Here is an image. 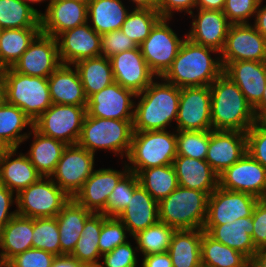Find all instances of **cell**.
I'll return each instance as SVG.
<instances>
[{
  "mask_svg": "<svg viewBox=\"0 0 266 267\" xmlns=\"http://www.w3.org/2000/svg\"><path fill=\"white\" fill-rule=\"evenodd\" d=\"M4 67L0 64V77H3Z\"/></svg>",
  "mask_w": 266,
  "mask_h": 267,
  "instance_id": "8c879c8a",
  "label": "cell"
},
{
  "mask_svg": "<svg viewBox=\"0 0 266 267\" xmlns=\"http://www.w3.org/2000/svg\"><path fill=\"white\" fill-rule=\"evenodd\" d=\"M33 127V121L17 106L0 99V141L8 148H19L28 134L25 128ZM21 133V134H20Z\"/></svg>",
  "mask_w": 266,
  "mask_h": 267,
  "instance_id": "e575fe53",
  "label": "cell"
},
{
  "mask_svg": "<svg viewBox=\"0 0 266 267\" xmlns=\"http://www.w3.org/2000/svg\"><path fill=\"white\" fill-rule=\"evenodd\" d=\"M176 130L134 131L128 169L136 175L144 169L173 164L177 156Z\"/></svg>",
  "mask_w": 266,
  "mask_h": 267,
  "instance_id": "52a82bcc",
  "label": "cell"
},
{
  "mask_svg": "<svg viewBox=\"0 0 266 267\" xmlns=\"http://www.w3.org/2000/svg\"><path fill=\"white\" fill-rule=\"evenodd\" d=\"M15 195L17 214L29 218L56 217L70 200L50 177H41Z\"/></svg>",
  "mask_w": 266,
  "mask_h": 267,
  "instance_id": "ba28073f",
  "label": "cell"
},
{
  "mask_svg": "<svg viewBox=\"0 0 266 267\" xmlns=\"http://www.w3.org/2000/svg\"><path fill=\"white\" fill-rule=\"evenodd\" d=\"M136 94L113 82L87 99V114L91 117L133 120Z\"/></svg>",
  "mask_w": 266,
  "mask_h": 267,
  "instance_id": "e0dca14e",
  "label": "cell"
},
{
  "mask_svg": "<svg viewBox=\"0 0 266 267\" xmlns=\"http://www.w3.org/2000/svg\"><path fill=\"white\" fill-rule=\"evenodd\" d=\"M173 166L181 187L196 189L209 196L219 186V175L205 160L177 155Z\"/></svg>",
  "mask_w": 266,
  "mask_h": 267,
  "instance_id": "484cf974",
  "label": "cell"
},
{
  "mask_svg": "<svg viewBox=\"0 0 266 267\" xmlns=\"http://www.w3.org/2000/svg\"><path fill=\"white\" fill-rule=\"evenodd\" d=\"M92 213L73 198H70L62 207V210L56 216L61 255L72 254L84 228L85 221Z\"/></svg>",
  "mask_w": 266,
  "mask_h": 267,
  "instance_id": "4dcf8cb0",
  "label": "cell"
},
{
  "mask_svg": "<svg viewBox=\"0 0 266 267\" xmlns=\"http://www.w3.org/2000/svg\"><path fill=\"white\" fill-rule=\"evenodd\" d=\"M41 28L40 15L23 0H0V29Z\"/></svg>",
  "mask_w": 266,
  "mask_h": 267,
  "instance_id": "60d3db41",
  "label": "cell"
},
{
  "mask_svg": "<svg viewBox=\"0 0 266 267\" xmlns=\"http://www.w3.org/2000/svg\"><path fill=\"white\" fill-rule=\"evenodd\" d=\"M141 267H173L168 252L143 256Z\"/></svg>",
  "mask_w": 266,
  "mask_h": 267,
  "instance_id": "6f0895ef",
  "label": "cell"
},
{
  "mask_svg": "<svg viewBox=\"0 0 266 267\" xmlns=\"http://www.w3.org/2000/svg\"><path fill=\"white\" fill-rule=\"evenodd\" d=\"M128 229L118 217H107L102 214V230L99 236L100 254L111 252L117 246L127 242Z\"/></svg>",
  "mask_w": 266,
  "mask_h": 267,
  "instance_id": "7dc6e473",
  "label": "cell"
},
{
  "mask_svg": "<svg viewBox=\"0 0 266 267\" xmlns=\"http://www.w3.org/2000/svg\"><path fill=\"white\" fill-rule=\"evenodd\" d=\"M218 55L223 68L234 61L266 62V39L250 23L231 24Z\"/></svg>",
  "mask_w": 266,
  "mask_h": 267,
  "instance_id": "7c38bea8",
  "label": "cell"
},
{
  "mask_svg": "<svg viewBox=\"0 0 266 267\" xmlns=\"http://www.w3.org/2000/svg\"><path fill=\"white\" fill-rule=\"evenodd\" d=\"M114 81L122 87L139 94L153 81L156 75L150 70L139 46L117 53L109 58ZM154 78V79H153Z\"/></svg>",
  "mask_w": 266,
  "mask_h": 267,
  "instance_id": "ac0fdd59",
  "label": "cell"
},
{
  "mask_svg": "<svg viewBox=\"0 0 266 267\" xmlns=\"http://www.w3.org/2000/svg\"><path fill=\"white\" fill-rule=\"evenodd\" d=\"M161 18L157 10L133 8L122 24L121 30L139 46Z\"/></svg>",
  "mask_w": 266,
  "mask_h": 267,
  "instance_id": "7bdbcfd3",
  "label": "cell"
},
{
  "mask_svg": "<svg viewBox=\"0 0 266 267\" xmlns=\"http://www.w3.org/2000/svg\"><path fill=\"white\" fill-rule=\"evenodd\" d=\"M2 79L3 77H0V99L2 98Z\"/></svg>",
  "mask_w": 266,
  "mask_h": 267,
  "instance_id": "2644e50d",
  "label": "cell"
},
{
  "mask_svg": "<svg viewBox=\"0 0 266 267\" xmlns=\"http://www.w3.org/2000/svg\"><path fill=\"white\" fill-rule=\"evenodd\" d=\"M262 3L263 0L259 3L253 26L266 39V5L263 6Z\"/></svg>",
  "mask_w": 266,
  "mask_h": 267,
  "instance_id": "680465c9",
  "label": "cell"
},
{
  "mask_svg": "<svg viewBox=\"0 0 266 267\" xmlns=\"http://www.w3.org/2000/svg\"><path fill=\"white\" fill-rule=\"evenodd\" d=\"M124 166L123 171L111 168L94 170L73 199L87 210L101 213L105 209L108 197L114 188L129 172L126 161Z\"/></svg>",
  "mask_w": 266,
  "mask_h": 267,
  "instance_id": "7402d4cb",
  "label": "cell"
},
{
  "mask_svg": "<svg viewBox=\"0 0 266 267\" xmlns=\"http://www.w3.org/2000/svg\"><path fill=\"white\" fill-rule=\"evenodd\" d=\"M225 0H196L197 9L222 11Z\"/></svg>",
  "mask_w": 266,
  "mask_h": 267,
  "instance_id": "94428289",
  "label": "cell"
},
{
  "mask_svg": "<svg viewBox=\"0 0 266 267\" xmlns=\"http://www.w3.org/2000/svg\"><path fill=\"white\" fill-rule=\"evenodd\" d=\"M88 1L50 0L40 15L41 32L56 38L60 33L87 23Z\"/></svg>",
  "mask_w": 266,
  "mask_h": 267,
  "instance_id": "44dd1931",
  "label": "cell"
},
{
  "mask_svg": "<svg viewBox=\"0 0 266 267\" xmlns=\"http://www.w3.org/2000/svg\"><path fill=\"white\" fill-rule=\"evenodd\" d=\"M258 200L251 194L230 191L218 186L208 197L207 218L204 225H223L252 216Z\"/></svg>",
  "mask_w": 266,
  "mask_h": 267,
  "instance_id": "5bb4252c",
  "label": "cell"
},
{
  "mask_svg": "<svg viewBox=\"0 0 266 267\" xmlns=\"http://www.w3.org/2000/svg\"><path fill=\"white\" fill-rule=\"evenodd\" d=\"M131 2L135 5L134 8L157 10L159 0H131Z\"/></svg>",
  "mask_w": 266,
  "mask_h": 267,
  "instance_id": "be15d7a7",
  "label": "cell"
},
{
  "mask_svg": "<svg viewBox=\"0 0 266 267\" xmlns=\"http://www.w3.org/2000/svg\"><path fill=\"white\" fill-rule=\"evenodd\" d=\"M256 122L266 130V111H254Z\"/></svg>",
  "mask_w": 266,
  "mask_h": 267,
  "instance_id": "e7e4bbea",
  "label": "cell"
},
{
  "mask_svg": "<svg viewBox=\"0 0 266 267\" xmlns=\"http://www.w3.org/2000/svg\"><path fill=\"white\" fill-rule=\"evenodd\" d=\"M175 229L158 221L133 236L136 247L143 256L168 251Z\"/></svg>",
  "mask_w": 266,
  "mask_h": 267,
  "instance_id": "b9f144b4",
  "label": "cell"
},
{
  "mask_svg": "<svg viewBox=\"0 0 266 267\" xmlns=\"http://www.w3.org/2000/svg\"><path fill=\"white\" fill-rule=\"evenodd\" d=\"M137 44L120 30L101 35V56L107 58L117 53L137 48Z\"/></svg>",
  "mask_w": 266,
  "mask_h": 267,
  "instance_id": "f907efd6",
  "label": "cell"
},
{
  "mask_svg": "<svg viewBox=\"0 0 266 267\" xmlns=\"http://www.w3.org/2000/svg\"><path fill=\"white\" fill-rule=\"evenodd\" d=\"M56 40L62 64L74 65L80 60L101 56V35L89 22L60 33Z\"/></svg>",
  "mask_w": 266,
  "mask_h": 267,
  "instance_id": "ffe728a7",
  "label": "cell"
},
{
  "mask_svg": "<svg viewBox=\"0 0 266 267\" xmlns=\"http://www.w3.org/2000/svg\"><path fill=\"white\" fill-rule=\"evenodd\" d=\"M9 148L0 141V160L3 158L4 153L8 150Z\"/></svg>",
  "mask_w": 266,
  "mask_h": 267,
  "instance_id": "a7ac6f4b",
  "label": "cell"
},
{
  "mask_svg": "<svg viewBox=\"0 0 266 267\" xmlns=\"http://www.w3.org/2000/svg\"><path fill=\"white\" fill-rule=\"evenodd\" d=\"M251 262L255 267H266V246L256 250Z\"/></svg>",
  "mask_w": 266,
  "mask_h": 267,
  "instance_id": "6125c7cd",
  "label": "cell"
},
{
  "mask_svg": "<svg viewBox=\"0 0 266 267\" xmlns=\"http://www.w3.org/2000/svg\"><path fill=\"white\" fill-rule=\"evenodd\" d=\"M197 14L194 15V12L190 14L193 22L186 37L195 44L221 52L231 23L223 11L197 9Z\"/></svg>",
  "mask_w": 266,
  "mask_h": 267,
  "instance_id": "603a6c76",
  "label": "cell"
},
{
  "mask_svg": "<svg viewBox=\"0 0 266 267\" xmlns=\"http://www.w3.org/2000/svg\"><path fill=\"white\" fill-rule=\"evenodd\" d=\"M247 153L266 168V130L255 122L246 132Z\"/></svg>",
  "mask_w": 266,
  "mask_h": 267,
  "instance_id": "f5cc1de1",
  "label": "cell"
},
{
  "mask_svg": "<svg viewBox=\"0 0 266 267\" xmlns=\"http://www.w3.org/2000/svg\"><path fill=\"white\" fill-rule=\"evenodd\" d=\"M26 4H28L29 6H31L39 15H41V11H38L37 9H35L32 5L34 3H40L43 2L45 0H23ZM50 1V0H49ZM32 3V5H30Z\"/></svg>",
  "mask_w": 266,
  "mask_h": 267,
  "instance_id": "003e7915",
  "label": "cell"
},
{
  "mask_svg": "<svg viewBox=\"0 0 266 267\" xmlns=\"http://www.w3.org/2000/svg\"><path fill=\"white\" fill-rule=\"evenodd\" d=\"M210 86L180 88L176 131L212 130Z\"/></svg>",
  "mask_w": 266,
  "mask_h": 267,
  "instance_id": "4fadbf2b",
  "label": "cell"
},
{
  "mask_svg": "<svg viewBox=\"0 0 266 267\" xmlns=\"http://www.w3.org/2000/svg\"><path fill=\"white\" fill-rule=\"evenodd\" d=\"M14 202L16 203L14 192L0 184V230L17 214L16 210L9 212Z\"/></svg>",
  "mask_w": 266,
  "mask_h": 267,
  "instance_id": "9f6ffc18",
  "label": "cell"
},
{
  "mask_svg": "<svg viewBox=\"0 0 266 267\" xmlns=\"http://www.w3.org/2000/svg\"><path fill=\"white\" fill-rule=\"evenodd\" d=\"M80 267H100L99 264H82Z\"/></svg>",
  "mask_w": 266,
  "mask_h": 267,
  "instance_id": "89a4df30",
  "label": "cell"
},
{
  "mask_svg": "<svg viewBox=\"0 0 266 267\" xmlns=\"http://www.w3.org/2000/svg\"><path fill=\"white\" fill-rule=\"evenodd\" d=\"M121 0H88L87 21L98 34L120 30L129 11Z\"/></svg>",
  "mask_w": 266,
  "mask_h": 267,
  "instance_id": "d6a6232c",
  "label": "cell"
},
{
  "mask_svg": "<svg viewBox=\"0 0 266 267\" xmlns=\"http://www.w3.org/2000/svg\"><path fill=\"white\" fill-rule=\"evenodd\" d=\"M254 111H266V87L260 102L253 108Z\"/></svg>",
  "mask_w": 266,
  "mask_h": 267,
  "instance_id": "03108f58",
  "label": "cell"
},
{
  "mask_svg": "<svg viewBox=\"0 0 266 267\" xmlns=\"http://www.w3.org/2000/svg\"><path fill=\"white\" fill-rule=\"evenodd\" d=\"M41 32V28L3 29L0 31V64L13 67L30 43Z\"/></svg>",
  "mask_w": 266,
  "mask_h": 267,
  "instance_id": "74e56055",
  "label": "cell"
},
{
  "mask_svg": "<svg viewBox=\"0 0 266 267\" xmlns=\"http://www.w3.org/2000/svg\"><path fill=\"white\" fill-rule=\"evenodd\" d=\"M73 66L78 71L87 99L115 82L110 60L105 56L83 59Z\"/></svg>",
  "mask_w": 266,
  "mask_h": 267,
  "instance_id": "d590c367",
  "label": "cell"
},
{
  "mask_svg": "<svg viewBox=\"0 0 266 267\" xmlns=\"http://www.w3.org/2000/svg\"><path fill=\"white\" fill-rule=\"evenodd\" d=\"M129 240L113 249L111 252L103 254V262L100 267H137V247H132ZM135 248V249H134Z\"/></svg>",
  "mask_w": 266,
  "mask_h": 267,
  "instance_id": "681fc988",
  "label": "cell"
},
{
  "mask_svg": "<svg viewBox=\"0 0 266 267\" xmlns=\"http://www.w3.org/2000/svg\"><path fill=\"white\" fill-rule=\"evenodd\" d=\"M61 64L56 38L40 32L12 68L29 76L48 78Z\"/></svg>",
  "mask_w": 266,
  "mask_h": 267,
  "instance_id": "2e32d148",
  "label": "cell"
},
{
  "mask_svg": "<svg viewBox=\"0 0 266 267\" xmlns=\"http://www.w3.org/2000/svg\"><path fill=\"white\" fill-rule=\"evenodd\" d=\"M177 155L205 160L209 145V130L176 131Z\"/></svg>",
  "mask_w": 266,
  "mask_h": 267,
  "instance_id": "bcb514c9",
  "label": "cell"
},
{
  "mask_svg": "<svg viewBox=\"0 0 266 267\" xmlns=\"http://www.w3.org/2000/svg\"><path fill=\"white\" fill-rule=\"evenodd\" d=\"M55 255L42 249H28L15 255L5 265L7 267H50Z\"/></svg>",
  "mask_w": 266,
  "mask_h": 267,
  "instance_id": "816d5d0a",
  "label": "cell"
},
{
  "mask_svg": "<svg viewBox=\"0 0 266 267\" xmlns=\"http://www.w3.org/2000/svg\"><path fill=\"white\" fill-rule=\"evenodd\" d=\"M16 151L18 148H9L0 160V184L17 194L37 182L42 175L32 165L26 154L19 153V156L13 159Z\"/></svg>",
  "mask_w": 266,
  "mask_h": 267,
  "instance_id": "f1b7e54d",
  "label": "cell"
},
{
  "mask_svg": "<svg viewBox=\"0 0 266 267\" xmlns=\"http://www.w3.org/2000/svg\"><path fill=\"white\" fill-rule=\"evenodd\" d=\"M33 218L16 214L0 230V265L15 255L33 248Z\"/></svg>",
  "mask_w": 266,
  "mask_h": 267,
  "instance_id": "f546056e",
  "label": "cell"
},
{
  "mask_svg": "<svg viewBox=\"0 0 266 267\" xmlns=\"http://www.w3.org/2000/svg\"><path fill=\"white\" fill-rule=\"evenodd\" d=\"M171 19L161 18L151 29L149 36L139 45L150 70L159 79L171 67L184 39L169 27Z\"/></svg>",
  "mask_w": 266,
  "mask_h": 267,
  "instance_id": "30bf717a",
  "label": "cell"
},
{
  "mask_svg": "<svg viewBox=\"0 0 266 267\" xmlns=\"http://www.w3.org/2000/svg\"><path fill=\"white\" fill-rule=\"evenodd\" d=\"M219 186L265 199L266 168L246 153L219 176Z\"/></svg>",
  "mask_w": 266,
  "mask_h": 267,
  "instance_id": "9a60e30c",
  "label": "cell"
},
{
  "mask_svg": "<svg viewBox=\"0 0 266 267\" xmlns=\"http://www.w3.org/2000/svg\"><path fill=\"white\" fill-rule=\"evenodd\" d=\"M244 267H255V265L250 261L248 264H246Z\"/></svg>",
  "mask_w": 266,
  "mask_h": 267,
  "instance_id": "753ad0ef",
  "label": "cell"
},
{
  "mask_svg": "<svg viewBox=\"0 0 266 267\" xmlns=\"http://www.w3.org/2000/svg\"><path fill=\"white\" fill-rule=\"evenodd\" d=\"M212 130H237L246 133L256 122L253 107L239 87L224 73L211 85Z\"/></svg>",
  "mask_w": 266,
  "mask_h": 267,
  "instance_id": "3957f363",
  "label": "cell"
},
{
  "mask_svg": "<svg viewBox=\"0 0 266 267\" xmlns=\"http://www.w3.org/2000/svg\"><path fill=\"white\" fill-rule=\"evenodd\" d=\"M196 8V0H159L157 11L162 18L171 19L173 12H186L189 15Z\"/></svg>",
  "mask_w": 266,
  "mask_h": 267,
  "instance_id": "11a10c76",
  "label": "cell"
},
{
  "mask_svg": "<svg viewBox=\"0 0 266 267\" xmlns=\"http://www.w3.org/2000/svg\"><path fill=\"white\" fill-rule=\"evenodd\" d=\"M82 264L71 255L56 256L50 267H80Z\"/></svg>",
  "mask_w": 266,
  "mask_h": 267,
  "instance_id": "91938a15",
  "label": "cell"
},
{
  "mask_svg": "<svg viewBox=\"0 0 266 267\" xmlns=\"http://www.w3.org/2000/svg\"><path fill=\"white\" fill-rule=\"evenodd\" d=\"M59 230L56 217L33 218L32 244L55 256H61Z\"/></svg>",
  "mask_w": 266,
  "mask_h": 267,
  "instance_id": "ee69618b",
  "label": "cell"
},
{
  "mask_svg": "<svg viewBox=\"0 0 266 267\" xmlns=\"http://www.w3.org/2000/svg\"><path fill=\"white\" fill-rule=\"evenodd\" d=\"M171 67L161 77L179 88L210 86L222 73L220 58L210 53L217 50L191 42L185 34Z\"/></svg>",
  "mask_w": 266,
  "mask_h": 267,
  "instance_id": "6da1fadb",
  "label": "cell"
},
{
  "mask_svg": "<svg viewBox=\"0 0 266 267\" xmlns=\"http://www.w3.org/2000/svg\"><path fill=\"white\" fill-rule=\"evenodd\" d=\"M118 218L133 237L159 221L158 201L139 184Z\"/></svg>",
  "mask_w": 266,
  "mask_h": 267,
  "instance_id": "4316f807",
  "label": "cell"
},
{
  "mask_svg": "<svg viewBox=\"0 0 266 267\" xmlns=\"http://www.w3.org/2000/svg\"><path fill=\"white\" fill-rule=\"evenodd\" d=\"M102 230V213H92L85 221L84 228L71 256L81 264H99V236Z\"/></svg>",
  "mask_w": 266,
  "mask_h": 267,
  "instance_id": "f35d334b",
  "label": "cell"
},
{
  "mask_svg": "<svg viewBox=\"0 0 266 267\" xmlns=\"http://www.w3.org/2000/svg\"><path fill=\"white\" fill-rule=\"evenodd\" d=\"M2 98L20 108L33 122L53 104L48 78L22 74L12 67L3 72Z\"/></svg>",
  "mask_w": 266,
  "mask_h": 267,
  "instance_id": "277c9868",
  "label": "cell"
},
{
  "mask_svg": "<svg viewBox=\"0 0 266 267\" xmlns=\"http://www.w3.org/2000/svg\"><path fill=\"white\" fill-rule=\"evenodd\" d=\"M201 239V229L175 230L167 251L173 267H202Z\"/></svg>",
  "mask_w": 266,
  "mask_h": 267,
  "instance_id": "836d02e7",
  "label": "cell"
},
{
  "mask_svg": "<svg viewBox=\"0 0 266 267\" xmlns=\"http://www.w3.org/2000/svg\"><path fill=\"white\" fill-rule=\"evenodd\" d=\"M137 176L140 185L158 202L179 186L173 164L147 168Z\"/></svg>",
  "mask_w": 266,
  "mask_h": 267,
  "instance_id": "ab89813d",
  "label": "cell"
},
{
  "mask_svg": "<svg viewBox=\"0 0 266 267\" xmlns=\"http://www.w3.org/2000/svg\"><path fill=\"white\" fill-rule=\"evenodd\" d=\"M246 153V133L237 130H209L205 161L219 176Z\"/></svg>",
  "mask_w": 266,
  "mask_h": 267,
  "instance_id": "d6986e66",
  "label": "cell"
},
{
  "mask_svg": "<svg viewBox=\"0 0 266 267\" xmlns=\"http://www.w3.org/2000/svg\"><path fill=\"white\" fill-rule=\"evenodd\" d=\"M152 82L144 91L136 94L133 131L167 130L177 119L180 88L166 82Z\"/></svg>",
  "mask_w": 266,
  "mask_h": 267,
  "instance_id": "7a4b0ae2",
  "label": "cell"
},
{
  "mask_svg": "<svg viewBox=\"0 0 266 267\" xmlns=\"http://www.w3.org/2000/svg\"><path fill=\"white\" fill-rule=\"evenodd\" d=\"M94 156L78 143L67 145L50 178L73 198L93 173Z\"/></svg>",
  "mask_w": 266,
  "mask_h": 267,
  "instance_id": "8fae6325",
  "label": "cell"
},
{
  "mask_svg": "<svg viewBox=\"0 0 266 267\" xmlns=\"http://www.w3.org/2000/svg\"><path fill=\"white\" fill-rule=\"evenodd\" d=\"M249 262L244 254L216 241L202 229V267H244Z\"/></svg>",
  "mask_w": 266,
  "mask_h": 267,
  "instance_id": "8d00e7d4",
  "label": "cell"
},
{
  "mask_svg": "<svg viewBox=\"0 0 266 267\" xmlns=\"http://www.w3.org/2000/svg\"><path fill=\"white\" fill-rule=\"evenodd\" d=\"M32 134L34 140L26 155L42 177H50L67 145L62 141L42 135L34 127L29 131L25 141Z\"/></svg>",
  "mask_w": 266,
  "mask_h": 267,
  "instance_id": "1f68e13d",
  "label": "cell"
},
{
  "mask_svg": "<svg viewBox=\"0 0 266 267\" xmlns=\"http://www.w3.org/2000/svg\"><path fill=\"white\" fill-rule=\"evenodd\" d=\"M223 73L239 87L253 108L260 102L266 87V62H230L223 68Z\"/></svg>",
  "mask_w": 266,
  "mask_h": 267,
  "instance_id": "cb8c5ba5",
  "label": "cell"
},
{
  "mask_svg": "<svg viewBox=\"0 0 266 267\" xmlns=\"http://www.w3.org/2000/svg\"><path fill=\"white\" fill-rule=\"evenodd\" d=\"M72 67L69 64H61L48 77L52 103L87 106V97L78 71L75 66Z\"/></svg>",
  "mask_w": 266,
  "mask_h": 267,
  "instance_id": "83f0119b",
  "label": "cell"
},
{
  "mask_svg": "<svg viewBox=\"0 0 266 267\" xmlns=\"http://www.w3.org/2000/svg\"><path fill=\"white\" fill-rule=\"evenodd\" d=\"M261 0H225L223 13L231 24L249 23Z\"/></svg>",
  "mask_w": 266,
  "mask_h": 267,
  "instance_id": "c3c4849f",
  "label": "cell"
},
{
  "mask_svg": "<svg viewBox=\"0 0 266 267\" xmlns=\"http://www.w3.org/2000/svg\"><path fill=\"white\" fill-rule=\"evenodd\" d=\"M86 114V106L52 104L33 122V127L66 145L77 144Z\"/></svg>",
  "mask_w": 266,
  "mask_h": 267,
  "instance_id": "9c48e42d",
  "label": "cell"
},
{
  "mask_svg": "<svg viewBox=\"0 0 266 267\" xmlns=\"http://www.w3.org/2000/svg\"><path fill=\"white\" fill-rule=\"evenodd\" d=\"M208 195L178 186L158 202L159 221L175 230L203 229L207 218Z\"/></svg>",
  "mask_w": 266,
  "mask_h": 267,
  "instance_id": "5b68a950",
  "label": "cell"
},
{
  "mask_svg": "<svg viewBox=\"0 0 266 267\" xmlns=\"http://www.w3.org/2000/svg\"><path fill=\"white\" fill-rule=\"evenodd\" d=\"M253 233L252 240L255 247L266 246V198L259 199L252 214Z\"/></svg>",
  "mask_w": 266,
  "mask_h": 267,
  "instance_id": "db71d44e",
  "label": "cell"
},
{
  "mask_svg": "<svg viewBox=\"0 0 266 267\" xmlns=\"http://www.w3.org/2000/svg\"><path fill=\"white\" fill-rule=\"evenodd\" d=\"M133 120L91 117L86 114L78 144L95 154L109 150L123 159L128 156L133 136Z\"/></svg>",
  "mask_w": 266,
  "mask_h": 267,
  "instance_id": "8992f818",
  "label": "cell"
},
{
  "mask_svg": "<svg viewBox=\"0 0 266 267\" xmlns=\"http://www.w3.org/2000/svg\"><path fill=\"white\" fill-rule=\"evenodd\" d=\"M139 184L138 176L129 171L114 188L108 197L105 209L101 213L107 217H119Z\"/></svg>",
  "mask_w": 266,
  "mask_h": 267,
  "instance_id": "f6af8a7d",
  "label": "cell"
},
{
  "mask_svg": "<svg viewBox=\"0 0 266 267\" xmlns=\"http://www.w3.org/2000/svg\"><path fill=\"white\" fill-rule=\"evenodd\" d=\"M203 231L216 241L241 252L250 261L254 257L257 248L252 240V216L239 218L223 225H204Z\"/></svg>",
  "mask_w": 266,
  "mask_h": 267,
  "instance_id": "d4e9b609",
  "label": "cell"
}]
</instances>
